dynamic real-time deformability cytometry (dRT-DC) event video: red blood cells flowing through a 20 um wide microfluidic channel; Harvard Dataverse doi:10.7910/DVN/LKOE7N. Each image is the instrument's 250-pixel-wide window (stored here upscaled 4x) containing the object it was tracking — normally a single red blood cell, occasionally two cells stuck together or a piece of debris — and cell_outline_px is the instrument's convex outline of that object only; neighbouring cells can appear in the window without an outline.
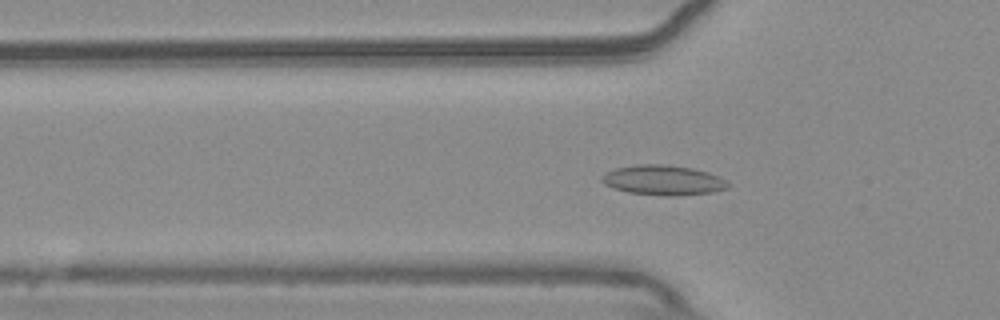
{"species": "common noctule bat (a hibernating species)", "species_latin": "Nyctalus noctula", "temperature_condition": "warm", "stored_images_in_passage": 48, "camera_frame_rate_fps": 3000, "um_per_image_px": 0.085, "animal": {"sex": "male", "body_mass_g": 20.4}, "frame": {"image": 1, "passage_image": 10, "time_ms": 3.0, "image_size_px": [1000, 320], "cell_outline_px": [[728, 188], [712, 192], [676, 196], [664, 196], [628, 192], [612, 188], [604, 184], [600, 180], [600, 176], [616, 168], [636, 164], [664, 164], [692, 168], [708, 172], [728, 180]], "centroid_in_image_um": [56.36, 15.31], "position_along_channel_um": 69.4, "area_um2": 22.14}}
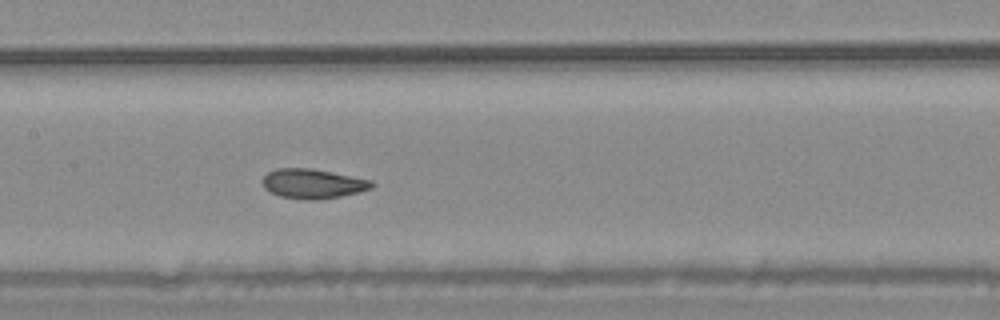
{"frame": {"image": 2, "passage_image": 19, "time_ms": 6.0, "image_size_px": [1000, 320], "cell_outline_px": [[376, 184], [372, 188], [360, 192], [340, 196], [316, 200], [308, 200], [280, 196], [264, 188], [264, 176], [268, 172], [276, 168], [312, 168], [372, 180]], "centroid_in_image_um": [26.63, 15.61], "position_along_channel_um": 180.8, "area_um2": 18.79}}
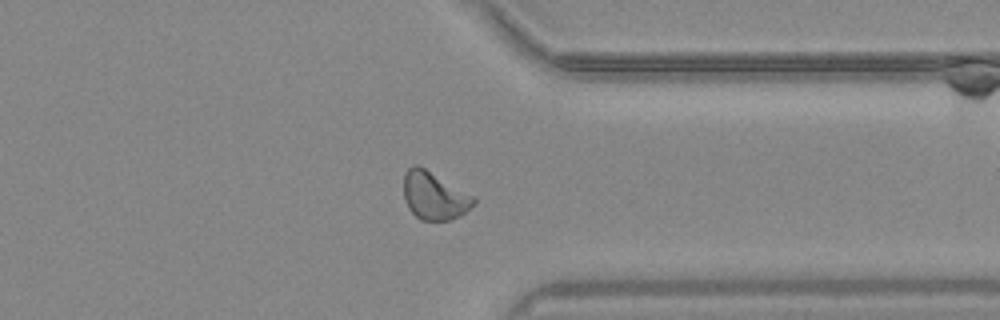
{"frame": {"image": 3, "passage_image": 35, "time_ms": 11.333, "image_size_px": [1000, 320], "cell_outline_px": [[476, 204], [460, 216], [448, 220], [420, 220], [408, 208], [404, 196], [404, 172], [412, 164], [416, 164], [424, 168], [472, 196], [476, 200]], "centroid_in_image_um": [36.88, 16.65], "position_along_channel_um": 374.5, "area_um2": 19.19}}